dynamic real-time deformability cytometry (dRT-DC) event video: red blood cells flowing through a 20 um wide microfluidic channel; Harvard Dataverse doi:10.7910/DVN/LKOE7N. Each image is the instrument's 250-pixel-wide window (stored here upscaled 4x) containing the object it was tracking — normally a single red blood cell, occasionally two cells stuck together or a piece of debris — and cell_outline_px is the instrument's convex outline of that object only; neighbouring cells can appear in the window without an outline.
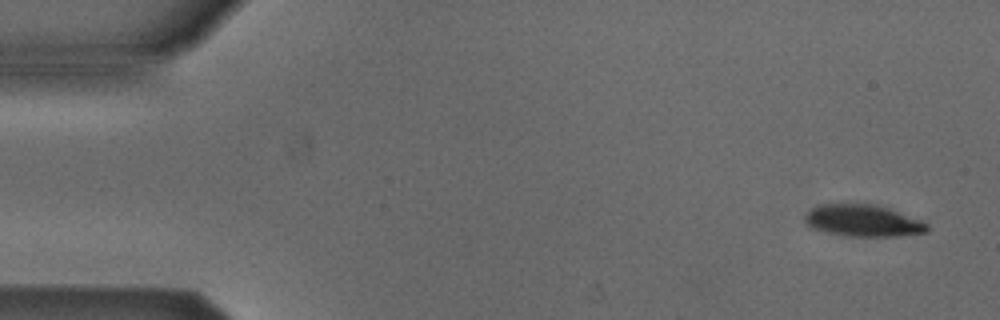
{"species": "Egyptian fruit bat (a non-hibernating species)", "species_latin": "Rousettus aegyptiacus", "temperature_condition": "cold", "stored_images_in_passage": 4, "camera_frame_rate_fps": 3000, "um_per_image_px": 0.085, "animal": {"sex": "male"}, "frame": {"image": 1, "passage_image": 1, "time_ms": 0.0, "image_size_px": [1000, 320], "cell_outline_px": [[928, 232], [900, 236], [844, 236], [812, 228], [804, 220], [804, 216], [812, 208], [820, 204], [876, 204], [924, 220], [928, 224]], "centroid_in_image_um": [73.4, 18.76], "position_along_channel_um": 11.6, "area_um2": 22.77}}
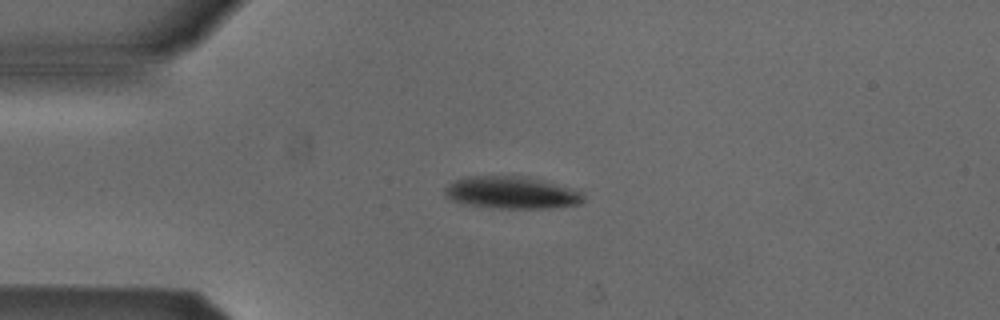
{"frame": {"image": 2, "passage_image": 4, "time_ms": 1.0, "image_size_px": [1000, 320], "cell_outline_px": [[584, 200], [580, 204], [548, 208], [492, 208], [460, 204], [444, 196], [444, 188], [448, 184], [456, 180], [468, 176], [524, 176], [540, 180], [568, 188], [580, 192], [584, 196]], "centroid_in_image_um": [43.4, 16.39], "position_along_channel_um": 41.6, "area_um2": 25.95}}